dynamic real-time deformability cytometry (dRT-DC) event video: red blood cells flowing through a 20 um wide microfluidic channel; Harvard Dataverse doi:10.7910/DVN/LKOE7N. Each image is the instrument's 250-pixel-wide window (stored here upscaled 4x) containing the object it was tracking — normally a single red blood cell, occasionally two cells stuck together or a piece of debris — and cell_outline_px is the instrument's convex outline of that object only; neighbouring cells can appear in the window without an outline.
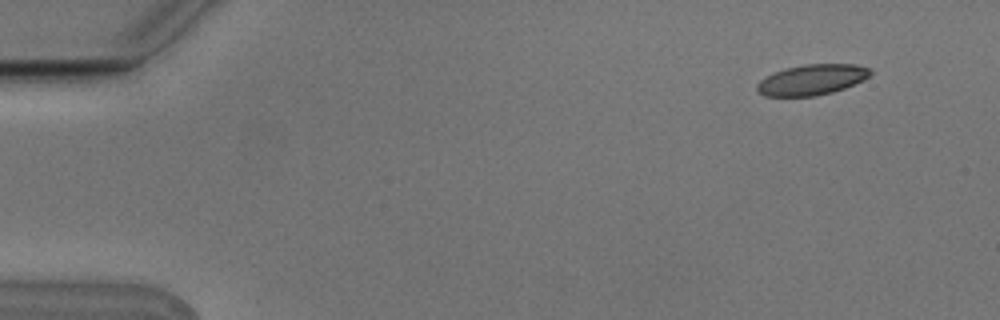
{"species": "Egyptian fruit bat (a non-hibernating species)", "species_latin": "Rousettus aegyptiacus", "temperature_condition": "cold", "stored_images_in_passage": 6, "camera_frame_rate_fps": 3000, "um_per_image_px": 0.085, "animal": {"sex": "male"}, "frame": {"image": 1, "passage_image": 2, "time_ms": 0.333, "image_size_px": [1000, 320], "cell_outline_px": [[872, 72], [864, 80], [844, 88], [832, 92], [812, 96], [764, 96], [756, 92], [756, 84], [760, 80], [776, 72], [788, 68], [804, 64], [856, 64], [872, 68]], "centroid_in_image_um": [69.02, 6.78], "position_along_channel_um": 16.0, "area_um2": 20.11}}
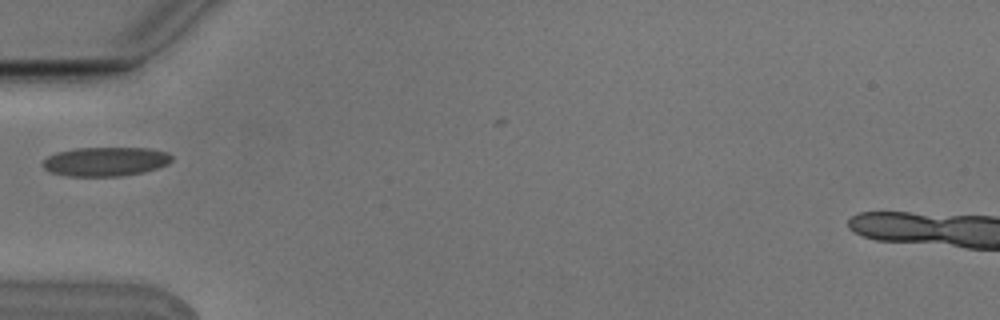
{"frame": {"image": 2, "passage_image": 6, "time_ms": 1.667, "image_size_px": [1000, 320], "cell_outline_px": [[172, 160], [168, 164], [144, 172], [120, 176], [68, 176], [48, 172], [40, 164], [48, 156], [56, 152], [76, 148], [148, 148], [168, 152], [172, 156]], "centroid_in_image_um": [8.94, 13.73], "position_along_channel_um": 76.1, "area_um2": 22.02}}